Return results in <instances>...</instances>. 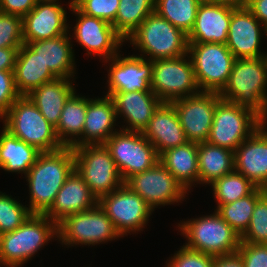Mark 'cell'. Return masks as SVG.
I'll return each instance as SVG.
<instances>
[{
	"label": "cell",
	"instance_id": "1",
	"mask_svg": "<svg viewBox=\"0 0 267 267\" xmlns=\"http://www.w3.org/2000/svg\"><path fill=\"white\" fill-rule=\"evenodd\" d=\"M74 170L75 159L72 147L40 153L35 164L25 175L29 186L30 212L44 215L51 208L57 193Z\"/></svg>",
	"mask_w": 267,
	"mask_h": 267
},
{
	"label": "cell",
	"instance_id": "2",
	"mask_svg": "<svg viewBox=\"0 0 267 267\" xmlns=\"http://www.w3.org/2000/svg\"><path fill=\"white\" fill-rule=\"evenodd\" d=\"M221 99L247 107L262 119L267 117V64L264 57L238 58Z\"/></svg>",
	"mask_w": 267,
	"mask_h": 267
},
{
	"label": "cell",
	"instance_id": "3",
	"mask_svg": "<svg viewBox=\"0 0 267 267\" xmlns=\"http://www.w3.org/2000/svg\"><path fill=\"white\" fill-rule=\"evenodd\" d=\"M54 237L57 224L46 215L32 214L14 231L0 235V267L23 266Z\"/></svg>",
	"mask_w": 267,
	"mask_h": 267
},
{
	"label": "cell",
	"instance_id": "4",
	"mask_svg": "<svg viewBox=\"0 0 267 267\" xmlns=\"http://www.w3.org/2000/svg\"><path fill=\"white\" fill-rule=\"evenodd\" d=\"M1 119L5 130L41 153L64 147L57 138L55 127L43 117L27 95H21Z\"/></svg>",
	"mask_w": 267,
	"mask_h": 267
},
{
	"label": "cell",
	"instance_id": "5",
	"mask_svg": "<svg viewBox=\"0 0 267 267\" xmlns=\"http://www.w3.org/2000/svg\"><path fill=\"white\" fill-rule=\"evenodd\" d=\"M129 40L130 45L143 53L138 56L151 61L188 54L187 34L155 12L146 17L126 41Z\"/></svg>",
	"mask_w": 267,
	"mask_h": 267
},
{
	"label": "cell",
	"instance_id": "6",
	"mask_svg": "<svg viewBox=\"0 0 267 267\" xmlns=\"http://www.w3.org/2000/svg\"><path fill=\"white\" fill-rule=\"evenodd\" d=\"M214 211L178 224L181 235L187 240L184 246L214 257L236 253L240 236Z\"/></svg>",
	"mask_w": 267,
	"mask_h": 267
},
{
	"label": "cell",
	"instance_id": "7",
	"mask_svg": "<svg viewBox=\"0 0 267 267\" xmlns=\"http://www.w3.org/2000/svg\"><path fill=\"white\" fill-rule=\"evenodd\" d=\"M75 170L99 200L124 184L105 144H89L73 147Z\"/></svg>",
	"mask_w": 267,
	"mask_h": 267
},
{
	"label": "cell",
	"instance_id": "8",
	"mask_svg": "<svg viewBox=\"0 0 267 267\" xmlns=\"http://www.w3.org/2000/svg\"><path fill=\"white\" fill-rule=\"evenodd\" d=\"M261 121L253 110L220 99L206 142L235 151L261 125Z\"/></svg>",
	"mask_w": 267,
	"mask_h": 267
},
{
	"label": "cell",
	"instance_id": "9",
	"mask_svg": "<svg viewBox=\"0 0 267 267\" xmlns=\"http://www.w3.org/2000/svg\"><path fill=\"white\" fill-rule=\"evenodd\" d=\"M62 245H93L122 237L106 212L97 204L92 209L65 217L57 224Z\"/></svg>",
	"mask_w": 267,
	"mask_h": 267
},
{
	"label": "cell",
	"instance_id": "10",
	"mask_svg": "<svg viewBox=\"0 0 267 267\" xmlns=\"http://www.w3.org/2000/svg\"><path fill=\"white\" fill-rule=\"evenodd\" d=\"M188 55L200 92L220 93L227 84L235 56L226 44L188 43Z\"/></svg>",
	"mask_w": 267,
	"mask_h": 267
},
{
	"label": "cell",
	"instance_id": "11",
	"mask_svg": "<svg viewBox=\"0 0 267 267\" xmlns=\"http://www.w3.org/2000/svg\"><path fill=\"white\" fill-rule=\"evenodd\" d=\"M104 144L124 182L133 174L152 168L159 161L155 147L142 132L124 131L120 127Z\"/></svg>",
	"mask_w": 267,
	"mask_h": 267
},
{
	"label": "cell",
	"instance_id": "12",
	"mask_svg": "<svg viewBox=\"0 0 267 267\" xmlns=\"http://www.w3.org/2000/svg\"><path fill=\"white\" fill-rule=\"evenodd\" d=\"M189 58L187 54L177 58L153 60L150 87L162 102L171 103L200 92Z\"/></svg>",
	"mask_w": 267,
	"mask_h": 267
},
{
	"label": "cell",
	"instance_id": "13",
	"mask_svg": "<svg viewBox=\"0 0 267 267\" xmlns=\"http://www.w3.org/2000/svg\"><path fill=\"white\" fill-rule=\"evenodd\" d=\"M120 235L143 231L153 209L125 183L98 200Z\"/></svg>",
	"mask_w": 267,
	"mask_h": 267
},
{
	"label": "cell",
	"instance_id": "14",
	"mask_svg": "<svg viewBox=\"0 0 267 267\" xmlns=\"http://www.w3.org/2000/svg\"><path fill=\"white\" fill-rule=\"evenodd\" d=\"M124 183L137 193L153 211L161 205L181 202L185 199L186 193L188 194L159 161L152 168L133 174Z\"/></svg>",
	"mask_w": 267,
	"mask_h": 267
},
{
	"label": "cell",
	"instance_id": "15",
	"mask_svg": "<svg viewBox=\"0 0 267 267\" xmlns=\"http://www.w3.org/2000/svg\"><path fill=\"white\" fill-rule=\"evenodd\" d=\"M69 8L75 16L74 39L87 50L88 55H98L104 62L120 53L125 40L115 31L112 24L82 13L75 5L74 1L69 2Z\"/></svg>",
	"mask_w": 267,
	"mask_h": 267
},
{
	"label": "cell",
	"instance_id": "16",
	"mask_svg": "<svg viewBox=\"0 0 267 267\" xmlns=\"http://www.w3.org/2000/svg\"><path fill=\"white\" fill-rule=\"evenodd\" d=\"M221 99L216 92H199L171 102L188 142H206L212 127L215 107Z\"/></svg>",
	"mask_w": 267,
	"mask_h": 267
},
{
	"label": "cell",
	"instance_id": "17",
	"mask_svg": "<svg viewBox=\"0 0 267 267\" xmlns=\"http://www.w3.org/2000/svg\"><path fill=\"white\" fill-rule=\"evenodd\" d=\"M123 56L117 54L106 60L109 63L108 91L106 95L113 96L117 92L152 91L150 82L153 72V60L140 56Z\"/></svg>",
	"mask_w": 267,
	"mask_h": 267
},
{
	"label": "cell",
	"instance_id": "18",
	"mask_svg": "<svg viewBox=\"0 0 267 267\" xmlns=\"http://www.w3.org/2000/svg\"><path fill=\"white\" fill-rule=\"evenodd\" d=\"M261 31L267 36V29L245 5L233 7L226 46L236 59L264 57L266 52L260 50L264 35Z\"/></svg>",
	"mask_w": 267,
	"mask_h": 267
},
{
	"label": "cell",
	"instance_id": "19",
	"mask_svg": "<svg viewBox=\"0 0 267 267\" xmlns=\"http://www.w3.org/2000/svg\"><path fill=\"white\" fill-rule=\"evenodd\" d=\"M66 8L59 3L37 2L22 18L24 43L51 39L69 33Z\"/></svg>",
	"mask_w": 267,
	"mask_h": 267
},
{
	"label": "cell",
	"instance_id": "20",
	"mask_svg": "<svg viewBox=\"0 0 267 267\" xmlns=\"http://www.w3.org/2000/svg\"><path fill=\"white\" fill-rule=\"evenodd\" d=\"M234 168L255 186L267 187V131L261 125L234 151Z\"/></svg>",
	"mask_w": 267,
	"mask_h": 267
},
{
	"label": "cell",
	"instance_id": "21",
	"mask_svg": "<svg viewBox=\"0 0 267 267\" xmlns=\"http://www.w3.org/2000/svg\"><path fill=\"white\" fill-rule=\"evenodd\" d=\"M98 204L83 178L74 170L57 193L51 208L44 214L56 224L65 217L87 211Z\"/></svg>",
	"mask_w": 267,
	"mask_h": 267
},
{
	"label": "cell",
	"instance_id": "22",
	"mask_svg": "<svg viewBox=\"0 0 267 267\" xmlns=\"http://www.w3.org/2000/svg\"><path fill=\"white\" fill-rule=\"evenodd\" d=\"M230 6L200 3L188 43L226 44L232 17Z\"/></svg>",
	"mask_w": 267,
	"mask_h": 267
},
{
	"label": "cell",
	"instance_id": "23",
	"mask_svg": "<svg viewBox=\"0 0 267 267\" xmlns=\"http://www.w3.org/2000/svg\"><path fill=\"white\" fill-rule=\"evenodd\" d=\"M116 116L124 117L128 124L122 126L124 131L142 132L162 101L153 91L117 92L112 96Z\"/></svg>",
	"mask_w": 267,
	"mask_h": 267
},
{
	"label": "cell",
	"instance_id": "24",
	"mask_svg": "<svg viewBox=\"0 0 267 267\" xmlns=\"http://www.w3.org/2000/svg\"><path fill=\"white\" fill-rule=\"evenodd\" d=\"M142 134L155 147L158 155L188 142L172 103L162 102Z\"/></svg>",
	"mask_w": 267,
	"mask_h": 267
},
{
	"label": "cell",
	"instance_id": "25",
	"mask_svg": "<svg viewBox=\"0 0 267 267\" xmlns=\"http://www.w3.org/2000/svg\"><path fill=\"white\" fill-rule=\"evenodd\" d=\"M116 120L115 104L111 96L87 98L82 145L104 144L113 133L118 131L114 129Z\"/></svg>",
	"mask_w": 267,
	"mask_h": 267
},
{
	"label": "cell",
	"instance_id": "26",
	"mask_svg": "<svg viewBox=\"0 0 267 267\" xmlns=\"http://www.w3.org/2000/svg\"><path fill=\"white\" fill-rule=\"evenodd\" d=\"M68 34L27 43L56 78L71 79L76 74L72 37L70 38Z\"/></svg>",
	"mask_w": 267,
	"mask_h": 267
},
{
	"label": "cell",
	"instance_id": "27",
	"mask_svg": "<svg viewBox=\"0 0 267 267\" xmlns=\"http://www.w3.org/2000/svg\"><path fill=\"white\" fill-rule=\"evenodd\" d=\"M73 79L56 78L33 89L27 96L54 127L58 125L65 102L75 92Z\"/></svg>",
	"mask_w": 267,
	"mask_h": 267
},
{
	"label": "cell",
	"instance_id": "28",
	"mask_svg": "<svg viewBox=\"0 0 267 267\" xmlns=\"http://www.w3.org/2000/svg\"><path fill=\"white\" fill-rule=\"evenodd\" d=\"M13 72L20 95H28L36 87L56 79L38 54L25 43L17 51Z\"/></svg>",
	"mask_w": 267,
	"mask_h": 267
},
{
	"label": "cell",
	"instance_id": "29",
	"mask_svg": "<svg viewBox=\"0 0 267 267\" xmlns=\"http://www.w3.org/2000/svg\"><path fill=\"white\" fill-rule=\"evenodd\" d=\"M159 162L176 178L187 192L195 182L199 184L198 144L184 145L165 150L159 155Z\"/></svg>",
	"mask_w": 267,
	"mask_h": 267
},
{
	"label": "cell",
	"instance_id": "30",
	"mask_svg": "<svg viewBox=\"0 0 267 267\" xmlns=\"http://www.w3.org/2000/svg\"><path fill=\"white\" fill-rule=\"evenodd\" d=\"M87 111V98L76 95V91L65 102L58 125L55 127L56 135L64 147L82 146V132Z\"/></svg>",
	"mask_w": 267,
	"mask_h": 267
},
{
	"label": "cell",
	"instance_id": "31",
	"mask_svg": "<svg viewBox=\"0 0 267 267\" xmlns=\"http://www.w3.org/2000/svg\"><path fill=\"white\" fill-rule=\"evenodd\" d=\"M0 134V168L8 172L26 175L41 153L35 147L2 128Z\"/></svg>",
	"mask_w": 267,
	"mask_h": 267
},
{
	"label": "cell",
	"instance_id": "32",
	"mask_svg": "<svg viewBox=\"0 0 267 267\" xmlns=\"http://www.w3.org/2000/svg\"><path fill=\"white\" fill-rule=\"evenodd\" d=\"M234 169V151L208 142L198 144L199 184L210 186Z\"/></svg>",
	"mask_w": 267,
	"mask_h": 267
},
{
	"label": "cell",
	"instance_id": "33",
	"mask_svg": "<svg viewBox=\"0 0 267 267\" xmlns=\"http://www.w3.org/2000/svg\"><path fill=\"white\" fill-rule=\"evenodd\" d=\"M155 0H120L112 26L126 41L146 17L154 12Z\"/></svg>",
	"mask_w": 267,
	"mask_h": 267
},
{
	"label": "cell",
	"instance_id": "34",
	"mask_svg": "<svg viewBox=\"0 0 267 267\" xmlns=\"http://www.w3.org/2000/svg\"><path fill=\"white\" fill-rule=\"evenodd\" d=\"M265 189L257 187L251 194L232 203L217 205L215 209L222 219L241 237L247 230L254 207Z\"/></svg>",
	"mask_w": 267,
	"mask_h": 267
},
{
	"label": "cell",
	"instance_id": "35",
	"mask_svg": "<svg viewBox=\"0 0 267 267\" xmlns=\"http://www.w3.org/2000/svg\"><path fill=\"white\" fill-rule=\"evenodd\" d=\"M199 4V0H155L154 12L188 35Z\"/></svg>",
	"mask_w": 267,
	"mask_h": 267
},
{
	"label": "cell",
	"instance_id": "36",
	"mask_svg": "<svg viewBox=\"0 0 267 267\" xmlns=\"http://www.w3.org/2000/svg\"><path fill=\"white\" fill-rule=\"evenodd\" d=\"M210 185L217 205L232 203L248 196L257 188V186L235 169L215 180Z\"/></svg>",
	"mask_w": 267,
	"mask_h": 267
},
{
	"label": "cell",
	"instance_id": "37",
	"mask_svg": "<svg viewBox=\"0 0 267 267\" xmlns=\"http://www.w3.org/2000/svg\"><path fill=\"white\" fill-rule=\"evenodd\" d=\"M32 213L12 196L0 192V235L21 226Z\"/></svg>",
	"mask_w": 267,
	"mask_h": 267
},
{
	"label": "cell",
	"instance_id": "38",
	"mask_svg": "<svg viewBox=\"0 0 267 267\" xmlns=\"http://www.w3.org/2000/svg\"><path fill=\"white\" fill-rule=\"evenodd\" d=\"M240 242L253 244H267V193L265 192L257 201L250 224L240 237Z\"/></svg>",
	"mask_w": 267,
	"mask_h": 267
},
{
	"label": "cell",
	"instance_id": "39",
	"mask_svg": "<svg viewBox=\"0 0 267 267\" xmlns=\"http://www.w3.org/2000/svg\"><path fill=\"white\" fill-rule=\"evenodd\" d=\"M23 44L22 17L0 12V48H20Z\"/></svg>",
	"mask_w": 267,
	"mask_h": 267
},
{
	"label": "cell",
	"instance_id": "40",
	"mask_svg": "<svg viewBox=\"0 0 267 267\" xmlns=\"http://www.w3.org/2000/svg\"><path fill=\"white\" fill-rule=\"evenodd\" d=\"M74 5L84 14L100 18L113 24L120 0H73Z\"/></svg>",
	"mask_w": 267,
	"mask_h": 267
},
{
	"label": "cell",
	"instance_id": "41",
	"mask_svg": "<svg viewBox=\"0 0 267 267\" xmlns=\"http://www.w3.org/2000/svg\"><path fill=\"white\" fill-rule=\"evenodd\" d=\"M214 256L182 246L166 261V267H213Z\"/></svg>",
	"mask_w": 267,
	"mask_h": 267
},
{
	"label": "cell",
	"instance_id": "42",
	"mask_svg": "<svg viewBox=\"0 0 267 267\" xmlns=\"http://www.w3.org/2000/svg\"><path fill=\"white\" fill-rule=\"evenodd\" d=\"M20 96L16 88L14 72L0 70V119Z\"/></svg>",
	"mask_w": 267,
	"mask_h": 267
},
{
	"label": "cell",
	"instance_id": "43",
	"mask_svg": "<svg viewBox=\"0 0 267 267\" xmlns=\"http://www.w3.org/2000/svg\"><path fill=\"white\" fill-rule=\"evenodd\" d=\"M237 252L244 267H267V244L240 242Z\"/></svg>",
	"mask_w": 267,
	"mask_h": 267
},
{
	"label": "cell",
	"instance_id": "44",
	"mask_svg": "<svg viewBox=\"0 0 267 267\" xmlns=\"http://www.w3.org/2000/svg\"><path fill=\"white\" fill-rule=\"evenodd\" d=\"M36 0H0V12L24 17L35 6Z\"/></svg>",
	"mask_w": 267,
	"mask_h": 267
},
{
	"label": "cell",
	"instance_id": "45",
	"mask_svg": "<svg viewBox=\"0 0 267 267\" xmlns=\"http://www.w3.org/2000/svg\"><path fill=\"white\" fill-rule=\"evenodd\" d=\"M245 6L267 29V0H245Z\"/></svg>",
	"mask_w": 267,
	"mask_h": 267
},
{
	"label": "cell",
	"instance_id": "46",
	"mask_svg": "<svg viewBox=\"0 0 267 267\" xmlns=\"http://www.w3.org/2000/svg\"><path fill=\"white\" fill-rule=\"evenodd\" d=\"M20 48H0V70L14 71L17 51Z\"/></svg>",
	"mask_w": 267,
	"mask_h": 267
},
{
	"label": "cell",
	"instance_id": "47",
	"mask_svg": "<svg viewBox=\"0 0 267 267\" xmlns=\"http://www.w3.org/2000/svg\"><path fill=\"white\" fill-rule=\"evenodd\" d=\"M213 267H244L243 260L238 252L228 255L215 256Z\"/></svg>",
	"mask_w": 267,
	"mask_h": 267
},
{
	"label": "cell",
	"instance_id": "48",
	"mask_svg": "<svg viewBox=\"0 0 267 267\" xmlns=\"http://www.w3.org/2000/svg\"><path fill=\"white\" fill-rule=\"evenodd\" d=\"M200 3H211L218 5H225L230 7H240L245 5V0H199Z\"/></svg>",
	"mask_w": 267,
	"mask_h": 267
},
{
	"label": "cell",
	"instance_id": "49",
	"mask_svg": "<svg viewBox=\"0 0 267 267\" xmlns=\"http://www.w3.org/2000/svg\"><path fill=\"white\" fill-rule=\"evenodd\" d=\"M261 126L267 131V117L262 119Z\"/></svg>",
	"mask_w": 267,
	"mask_h": 267
},
{
	"label": "cell",
	"instance_id": "50",
	"mask_svg": "<svg viewBox=\"0 0 267 267\" xmlns=\"http://www.w3.org/2000/svg\"><path fill=\"white\" fill-rule=\"evenodd\" d=\"M37 2L59 3V0H36Z\"/></svg>",
	"mask_w": 267,
	"mask_h": 267
},
{
	"label": "cell",
	"instance_id": "51",
	"mask_svg": "<svg viewBox=\"0 0 267 267\" xmlns=\"http://www.w3.org/2000/svg\"><path fill=\"white\" fill-rule=\"evenodd\" d=\"M264 58H265V61H266V64H267V53L264 54Z\"/></svg>",
	"mask_w": 267,
	"mask_h": 267
}]
</instances>
